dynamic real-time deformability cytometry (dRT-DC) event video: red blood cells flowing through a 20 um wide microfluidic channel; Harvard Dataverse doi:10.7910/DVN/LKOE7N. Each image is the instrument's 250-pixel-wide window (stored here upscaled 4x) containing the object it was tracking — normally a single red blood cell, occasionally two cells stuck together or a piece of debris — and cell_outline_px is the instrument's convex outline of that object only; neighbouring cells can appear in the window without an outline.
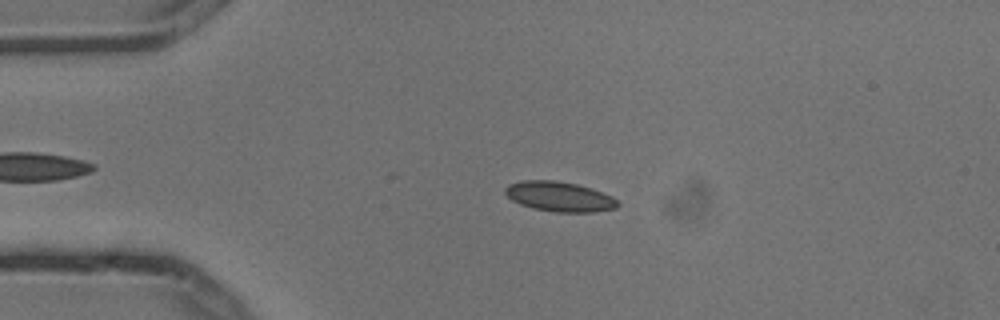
{"species": "common noctule bat (a hibernating species)", "species_latin": "Nyctalus noctula", "temperature_condition": "cold", "stored_images_in_passage": 4, "camera_frame_rate_fps": 3000, "um_per_image_px": 0.085, "animal": {"sex": "male", "body_mass_g": 13.3}, "frame": {"image": 1, "passage_image": 3, "time_ms": 0.667, "image_size_px": [1000, 320], "cell_outline_px": [[620, 204], [616, 208], [592, 212], [556, 212], [532, 208], [520, 204], [512, 200], [504, 192], [504, 188], [508, 184], [524, 180], [556, 180], [576, 184], [612, 196]], "centroid_in_image_um": [47.51, 16.71], "position_along_channel_um": 37.5, "area_um2": 19.48}}